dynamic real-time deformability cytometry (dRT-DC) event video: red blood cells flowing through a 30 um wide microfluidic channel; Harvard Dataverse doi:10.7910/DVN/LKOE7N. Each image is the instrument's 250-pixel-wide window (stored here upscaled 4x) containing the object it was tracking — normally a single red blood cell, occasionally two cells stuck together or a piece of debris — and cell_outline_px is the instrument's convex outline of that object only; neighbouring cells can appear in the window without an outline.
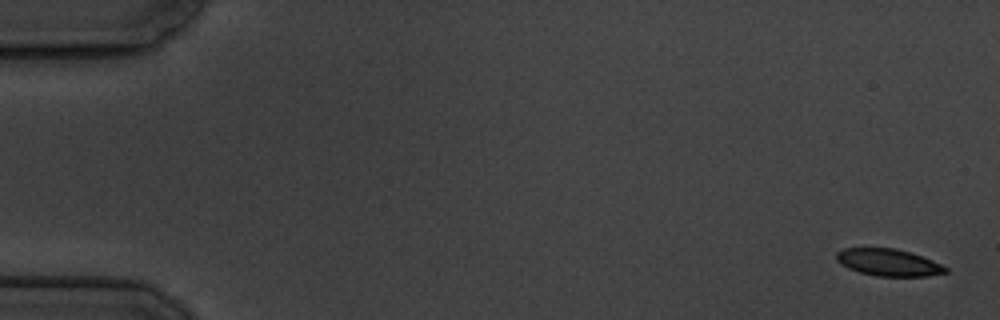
{"species": "common noctule bat (a hibernating species)", "species_latin": "Nyctalus noctula", "temperature_condition": "cold", "stored_images_in_passage": 5, "camera_frame_rate_fps": 3000, "um_per_image_px": 0.085, "animal": {"sex": "male", "body_mass_g": 19.5, "forearm_length_mm": 54.6}, "frame": {"image": 1, "passage_image": 1, "time_ms": 0.0, "image_size_px": [1000, 320], "cell_outline_px": [[948, 272], [928, 276], [876, 276], [860, 272], [848, 268], [840, 264], [836, 260], [836, 252], [844, 248], [896, 248], [932, 260], [948, 268]], "centroid_in_image_um": [75.49, 22.31], "position_along_channel_um": 9.5, "area_um2": 17.11}}
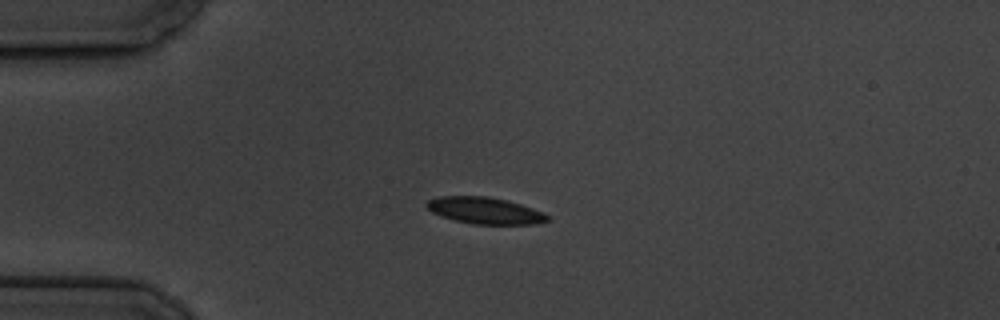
{"frame": {"image": 2, "passage_image": 4, "time_ms": 4.333, "image_size_px": [1000, 320], "cell_outline_px": [[552, 220], [536, 224], [472, 224], [440, 216], [432, 212], [424, 204], [428, 200], [440, 196], [488, 196], [508, 200], [544, 212]], "centroid_in_image_um": [41.24, 17.9], "position_along_channel_um": 43.8, "area_um2": 18.84}}